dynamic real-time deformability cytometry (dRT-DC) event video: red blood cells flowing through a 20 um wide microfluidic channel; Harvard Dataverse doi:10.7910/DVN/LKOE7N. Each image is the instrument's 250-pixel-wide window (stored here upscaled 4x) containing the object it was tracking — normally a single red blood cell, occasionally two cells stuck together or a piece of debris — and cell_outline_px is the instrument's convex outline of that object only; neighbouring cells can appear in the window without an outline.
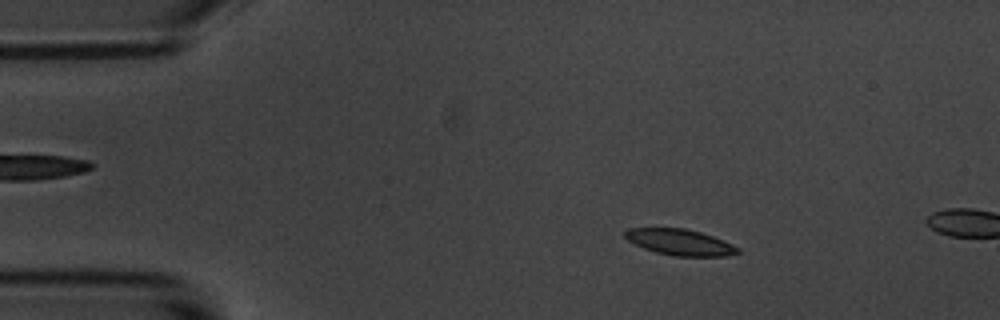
{"species": "common noctule bat (a hibernating species)", "species_latin": "Nyctalus noctula", "temperature_condition": "room temperature", "stored_images_in_passage": 5, "camera_frame_rate_fps": 3000, "um_per_image_px": 0.085, "animal": {"sex": "male", "body_mass_g": 20.1, "forearm_length_mm": 53.5}, "frame": {"image": 1, "passage_image": 3, "time_ms": 2.333, "image_size_px": [1000, 320], "cell_outline_px": [[740, 252], [728, 256], [676, 256], [656, 252], [644, 248], [628, 240], [624, 236], [624, 232], [628, 228], [684, 228], [700, 232], [724, 240], [740, 248]], "centroid_in_image_um": [57.82, 20.58], "position_along_channel_um": 27.2, "area_um2": 17.05}}